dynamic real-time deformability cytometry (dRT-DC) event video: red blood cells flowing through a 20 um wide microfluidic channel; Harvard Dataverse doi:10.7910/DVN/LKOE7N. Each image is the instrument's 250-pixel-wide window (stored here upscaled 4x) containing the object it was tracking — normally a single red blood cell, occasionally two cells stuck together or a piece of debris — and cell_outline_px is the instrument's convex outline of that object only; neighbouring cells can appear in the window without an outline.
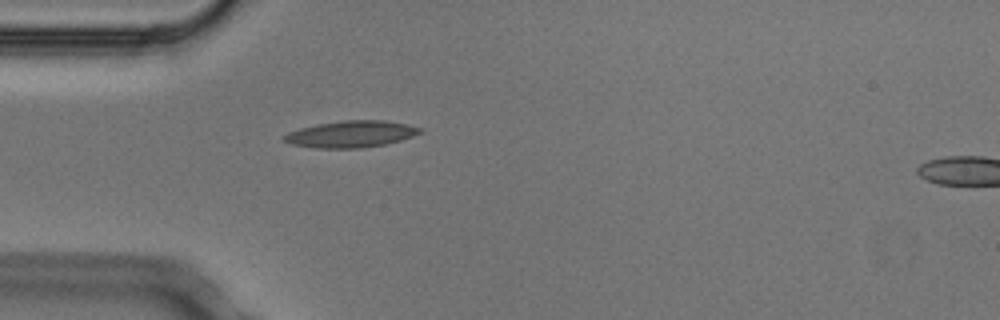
{"species": "Egyptian fruit bat (a non-hibernating species)", "species_latin": "Rousettus aegyptiacus", "temperature_condition": "cold", "stored_images_in_passage": 5, "camera_frame_rate_fps": 3000, "um_per_image_px": 0.085, "animal": {"sex": "male"}, "frame": {"image": 1, "passage_image": 5, "time_ms": 1.333, "image_size_px": [1000, 320], "cell_outline_px": [[424, 132], [400, 140], [384, 144], [360, 148], [316, 148], [292, 144], [284, 140], [284, 136], [288, 132], [300, 128], [316, 124], [344, 120], [384, 120], [408, 124], [424, 128]], "centroid_in_image_um": [29.88, 11.39], "position_along_channel_um": 55.1, "area_um2": 21.1}}